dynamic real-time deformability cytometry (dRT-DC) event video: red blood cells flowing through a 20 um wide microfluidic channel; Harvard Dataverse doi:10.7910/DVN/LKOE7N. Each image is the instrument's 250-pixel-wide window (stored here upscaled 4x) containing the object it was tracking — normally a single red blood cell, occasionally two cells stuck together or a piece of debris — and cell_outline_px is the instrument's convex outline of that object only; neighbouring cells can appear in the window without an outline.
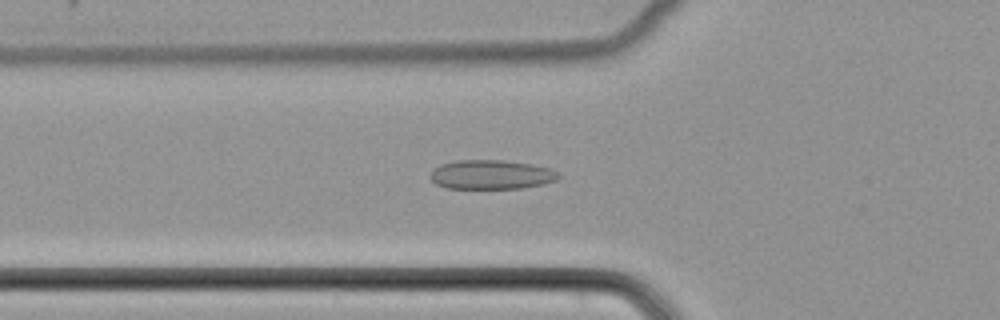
{"species": "common noctule bat (a hibernating species)", "species_latin": "Nyctalus noctula", "temperature_condition": "cold", "stored_images_in_passage": 51, "camera_frame_rate_fps": 3000, "um_per_image_px": 0.085, "animal": {"sex": "female", "body_mass_g": 22.7, "forearm_length_mm": 54.2}, "frame": {"image": 1, "passage_image": 18, "time_ms": 5.667, "image_size_px": [1000, 320], "cell_outline_px": [[560, 176], [556, 180], [544, 184], [524, 188], [448, 188], [436, 184], [428, 176], [440, 164], [456, 160], [504, 160], [532, 164], [548, 168], [556, 172]], "centroid_in_image_um": [41.75, 14.84], "position_along_channel_um": 84.1, "area_um2": 21.79}}
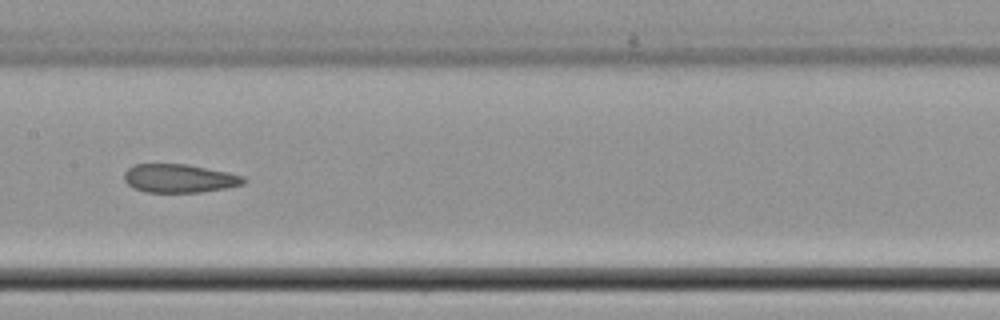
{"frame": {"image": 2, "passage_image": 26, "time_ms": 8.333, "image_size_px": [1000, 320], "cell_outline_px": [[248, 180], [244, 184], [224, 188], [200, 192], [148, 192], [132, 188], [124, 180], [124, 172], [132, 164], [188, 164], [228, 172], [244, 176]], "centroid_in_image_um": [15.24, 15.15], "position_along_channel_um": 192.2, "area_um2": 19.94}}
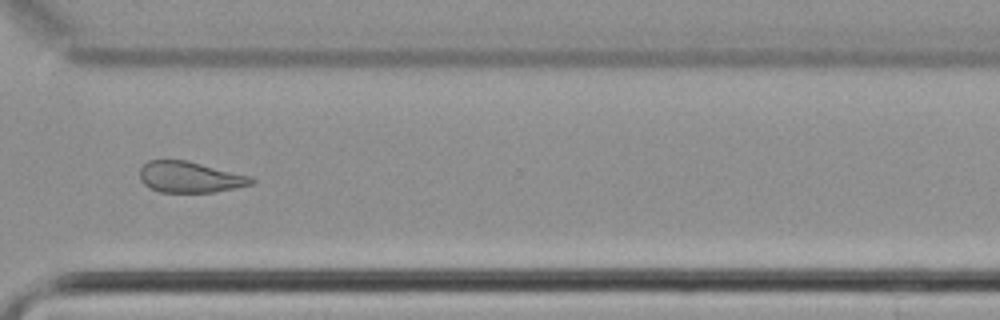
{"frame": {"image": 3, "passage_image": 38, "time_ms": 12.333, "image_size_px": [1000, 320], "cell_outline_px": [[256, 180], [252, 184], [212, 192], [160, 192], [148, 188], [140, 180], [140, 168], [148, 160], [188, 160], [252, 176]], "centroid_in_image_um": [16.13, 15.04], "position_along_channel_um": 354.5, "area_um2": 20.29}}